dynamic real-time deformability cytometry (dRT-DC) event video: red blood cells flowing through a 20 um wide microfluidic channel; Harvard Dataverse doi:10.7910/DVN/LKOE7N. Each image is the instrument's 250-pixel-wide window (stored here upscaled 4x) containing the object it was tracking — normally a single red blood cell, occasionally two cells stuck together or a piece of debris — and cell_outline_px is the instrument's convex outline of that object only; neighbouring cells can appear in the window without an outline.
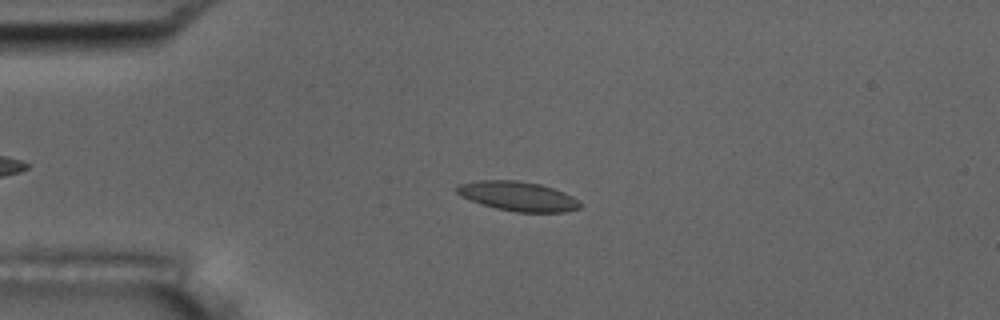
{"species": "common noctule bat (a hibernating species)", "species_latin": "Nyctalus noctula", "temperature_condition": "room temperature", "stored_images_in_passage": 42, "camera_frame_rate_fps": 3000, "um_per_image_px": 0.085, "animal": {"sex": "male", "body_mass_g": 17.5, "forearm_length_mm": 52.3}, "frame": {"image": 1, "passage_image": 6, "time_ms": 1.667, "image_size_px": [1000, 320], "cell_outline_px": [[584, 204], [580, 208], [564, 212], [516, 212], [496, 208], [480, 204], [460, 196], [456, 192], [456, 188], [460, 184], [480, 180], [520, 180], [540, 184], [564, 192], [572, 196]], "centroid_in_image_um": [44.04, 16.68], "position_along_channel_um": 41.0, "area_um2": 21.27}}
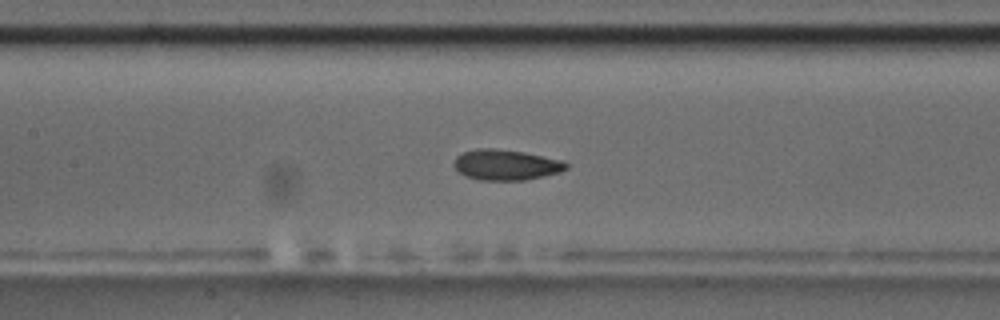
{"frame": {"image": 2, "passage_image": 18, "time_ms": 5.667, "image_size_px": [1000, 320], "cell_outline_px": [[568, 168], [560, 172], [544, 176], [524, 180], [476, 180], [464, 176], [452, 164], [456, 156], [464, 152], [480, 148], [492, 148], [524, 152], [564, 160], [568, 164]], "centroid_in_image_um": [43.01, 14.01], "position_along_channel_um": 164.4, "area_um2": 20.11}}
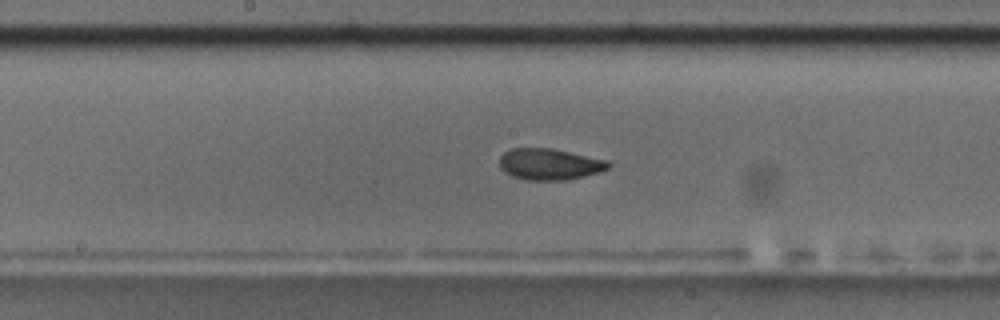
{"frame": {"image": 3, "passage_image": 21, "time_ms": 6.667, "image_size_px": [1000, 320], "cell_outline_px": [[612, 164], [608, 168], [600, 172], [568, 180], [528, 180], [512, 176], [504, 172], [500, 168], [500, 156], [504, 152], [512, 148], [552, 148], [608, 160]], "centroid_in_image_um": [46.72, 13.95], "position_along_channel_um": 201.5, "area_um2": 20.0}, "authors_computed_cell_mechanics": {"area_um2": 20.0566, "velocity_mm_per_s": 3.7496, "shape_relaxation_time_tau1_ms": 4.1023, "shape_relaxation_time_tau2_ms": 1.3734, "deformation_change_tau1": 0.1163, "deformation_change_tau2": 0.0636}}